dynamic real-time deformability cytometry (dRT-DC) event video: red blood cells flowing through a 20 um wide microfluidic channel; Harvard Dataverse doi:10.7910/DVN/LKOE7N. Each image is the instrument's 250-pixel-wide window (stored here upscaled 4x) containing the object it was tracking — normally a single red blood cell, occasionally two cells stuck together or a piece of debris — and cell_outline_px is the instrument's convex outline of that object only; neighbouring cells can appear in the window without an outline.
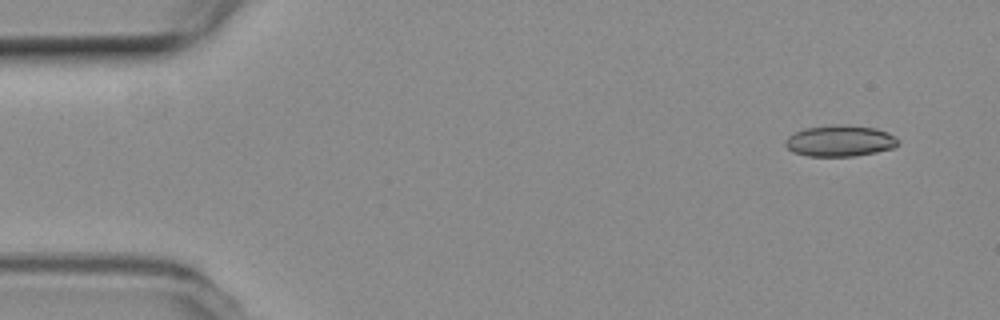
{"species": "common noctule bat (a hibernating species)", "species_latin": "Nyctalus noctula", "temperature_condition": "room temperature", "stored_images_in_passage": 51, "camera_frame_rate_fps": 3000, "um_per_image_px": 0.085, "animal": {"sex": "female", "body_mass_g": 19.3, "forearm_length_mm": 54.1}, "frame": {"image": 1, "passage_image": 1, "time_ms": 0.0, "image_size_px": [1000, 320], "cell_outline_px": [[900, 144], [892, 148], [876, 152], [856, 156], [808, 156], [792, 152], [784, 144], [784, 140], [788, 136], [804, 128], [836, 124], [844, 124], [876, 128], [888, 132], [900, 140]], "centroid_in_image_um": [71.4, 11.97], "position_along_channel_um": 13.6, "area_um2": 20.75}}
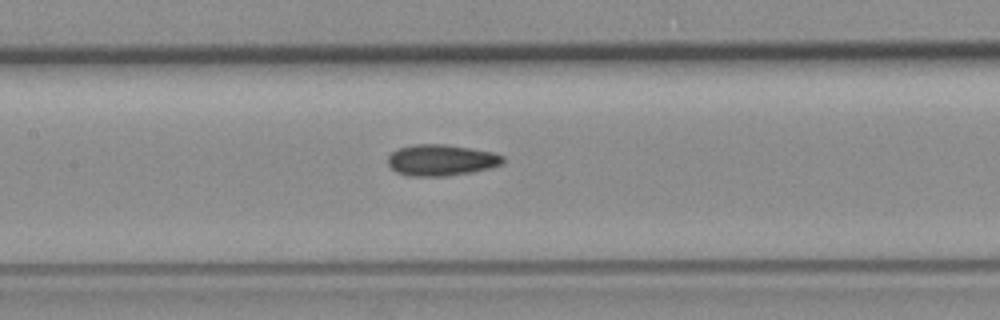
{"frame": {"image": 2, "passage_image": 22, "time_ms": 7.0, "image_size_px": [1000, 320], "cell_outline_px": [[504, 164], [492, 168], [472, 172], [448, 176], [408, 176], [396, 172], [388, 164], [388, 156], [392, 152], [400, 148], [416, 144], [444, 144], [492, 152], [504, 156]], "centroid_in_image_um": [37.53, 13.62], "position_along_channel_um": 169.9, "area_um2": 20.98}}
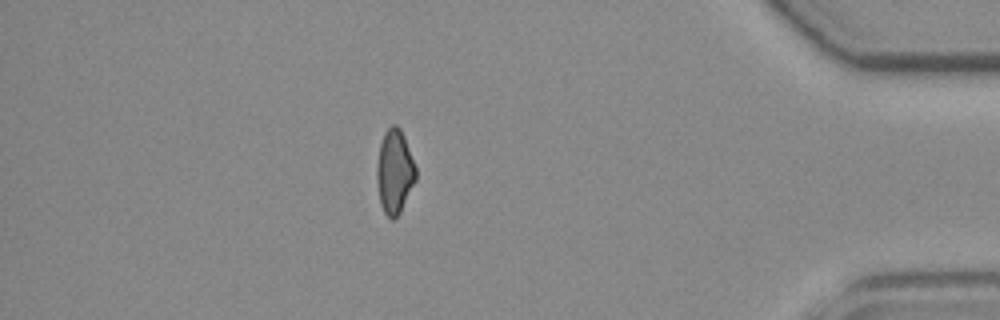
{"frame": {"image": 3, "passage_image": 44, "time_ms": 14.333, "image_size_px": [1000, 320], "cell_outline_px": [[416, 180], [400, 212], [392, 220], [384, 212], [380, 204], [376, 176], [376, 164], [380, 144], [384, 132], [392, 124], [396, 124], [400, 128], [404, 136], [416, 168]], "centroid_in_image_um": [33.53, 14.57], "position_along_channel_um": 401.7, "area_um2": 19.07}, "authors_computed_cell_mechanics": {"area_um2": 19.9988, "velocity_mm_per_s": 3.7962, "shape_relaxation_time_tau1_ms": null, "shape_relaxation_time_tau2_ms": 3.5428, "deformation_change_tau1": null, "deformation_change_tau2": 0.0923}}